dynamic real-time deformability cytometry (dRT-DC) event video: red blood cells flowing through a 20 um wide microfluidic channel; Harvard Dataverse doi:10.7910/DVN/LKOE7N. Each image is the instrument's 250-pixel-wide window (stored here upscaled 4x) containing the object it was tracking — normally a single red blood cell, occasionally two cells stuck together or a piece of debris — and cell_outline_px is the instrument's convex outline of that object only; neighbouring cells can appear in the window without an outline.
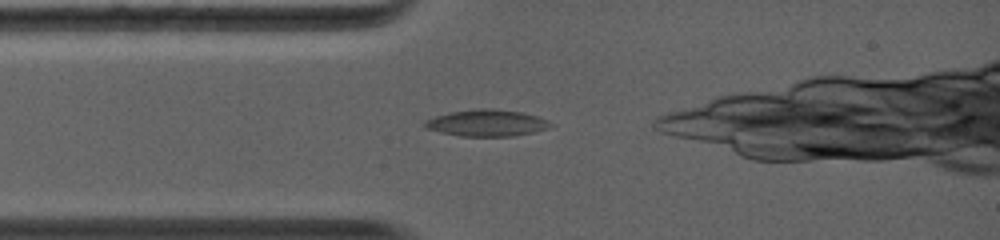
{"species": "common noctule bat (a hibernating species)", "species_latin": "Nyctalus noctula", "temperature_condition": "warm", "stored_images_in_passage": 3, "camera_frame_rate_fps": 5000, "um_per_image_px": 0.085, "animal": {"sex": "female", "body_mass_g": 19.0, "forearm_length_mm": 56.7}, "frame": {"image": 1, "passage_image": 1, "time_ms": 0.0, "image_size_px": [1000, 240], "cell_outline_px": [[556, 124], [548, 128], [532, 132], [512, 136], [460, 136], [440, 132], [428, 128], [424, 124], [424, 120], [448, 112], [476, 108], [496, 108], [524, 112], [548, 120]], "centroid_in_image_um": [41.4, 10.43], "position_along_channel_um": 43.6, "area_um2": 19.65}}
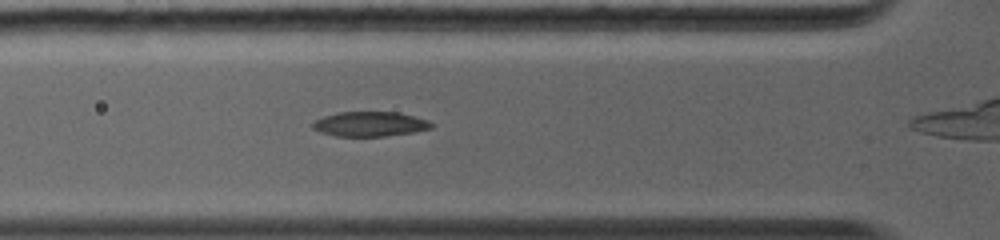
{"frame": {"image": 2, "passage_image": 3, "time_ms": 1.2, "image_size_px": [1000, 240], "cell_outline_px": [[436, 124], [432, 128], [412, 132], [384, 136], [336, 136], [320, 132], [312, 128], [312, 124], [316, 120], [324, 116], [340, 112], [396, 112], [428, 120]], "centroid_in_image_um": [31.45, 10.54], "position_along_channel_um": 94.3, "area_um2": 16.99}}